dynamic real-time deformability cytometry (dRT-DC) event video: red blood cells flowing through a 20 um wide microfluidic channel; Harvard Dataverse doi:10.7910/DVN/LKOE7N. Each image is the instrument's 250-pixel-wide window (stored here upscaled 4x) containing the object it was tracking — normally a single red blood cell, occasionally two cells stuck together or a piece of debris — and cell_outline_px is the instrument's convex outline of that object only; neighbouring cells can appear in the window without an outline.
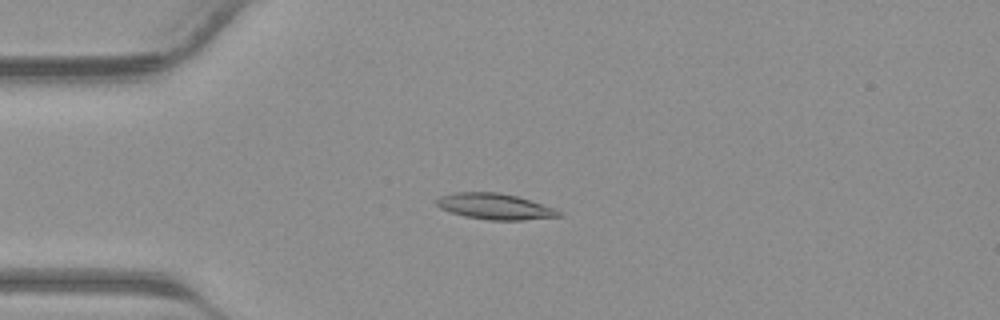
{"species": "common noctule bat (a hibernating species)", "species_latin": "Nyctalus noctula", "temperature_condition": "warm", "stored_images_in_passage": 41, "camera_frame_rate_fps": 3000, "um_per_image_px": 0.085, "animal": {"sex": "male", "body_mass_g": 23.1, "forearm_length_mm": 52.7}, "frame": {"image": 1, "passage_image": 11, "time_ms": 3.333, "image_size_px": [1000, 320], "cell_outline_px": [[564, 216], [524, 220], [488, 220], [464, 216], [440, 208], [436, 204], [436, 200], [440, 196], [456, 192], [496, 192], [516, 196], [564, 212]], "centroid_in_image_um": [42.07, 17.56], "position_along_channel_um": 42.9, "area_um2": 18.32}}
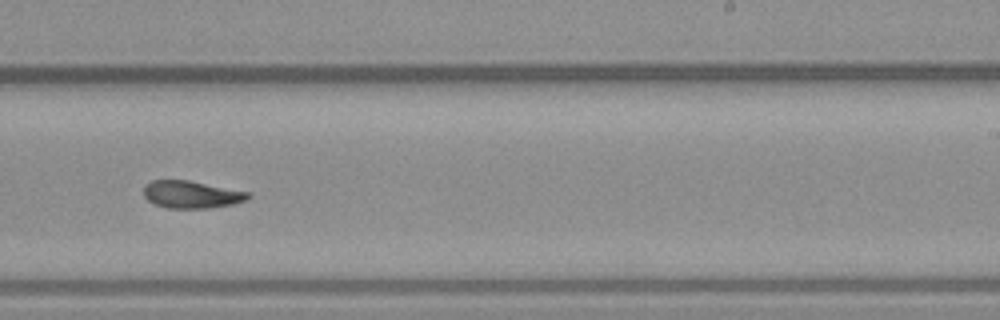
{"frame": {"image": 2, "passage_image": 26, "time_ms": 8.333, "image_size_px": [1000, 320], "cell_outline_px": [[252, 196], [248, 200], [232, 204], [212, 208], [168, 208], [156, 204], [148, 200], [144, 196], [144, 184], [152, 180], [188, 180], [252, 192]], "centroid_in_image_um": [16.33, 16.52], "position_along_channel_um": 272.7, "area_um2": 16.88}}
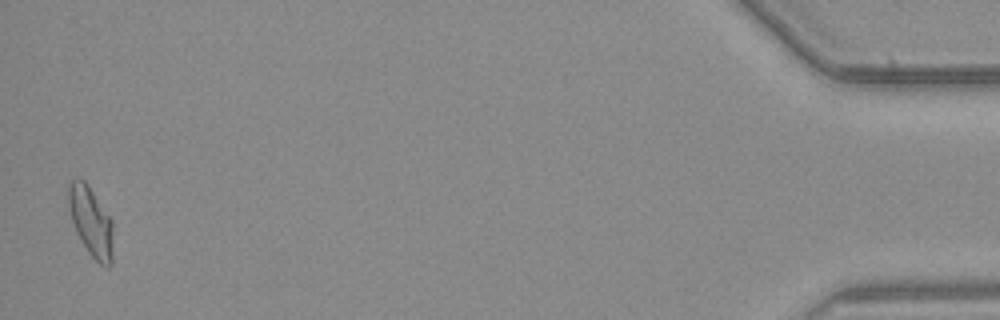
{"frame": {"image": 3, "passage_image": 41, "time_ms": 13.333, "image_size_px": [1000, 320], "cell_outline_px": [[112, 264], [108, 268], [100, 264], [88, 252], [76, 232], [68, 208], [68, 184], [72, 180], [84, 180], [88, 184], [112, 220]], "centroid_in_image_um": [7.73, 18.84], "position_along_channel_um": 427.5, "area_um2": 17.98}}